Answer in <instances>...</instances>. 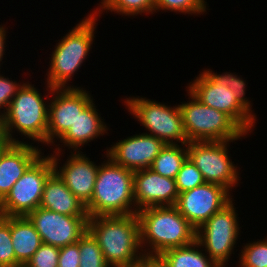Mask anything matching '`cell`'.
<instances>
[{"label": "cell", "mask_w": 267, "mask_h": 267, "mask_svg": "<svg viewBox=\"0 0 267 267\" xmlns=\"http://www.w3.org/2000/svg\"><path fill=\"white\" fill-rule=\"evenodd\" d=\"M3 75L0 73V113L5 114L13 97L25 82H20V80L17 82L11 77Z\"/></svg>", "instance_id": "obj_32"}, {"label": "cell", "mask_w": 267, "mask_h": 267, "mask_svg": "<svg viewBox=\"0 0 267 267\" xmlns=\"http://www.w3.org/2000/svg\"><path fill=\"white\" fill-rule=\"evenodd\" d=\"M40 146L31 143H10L0 154V202L17 180L43 153Z\"/></svg>", "instance_id": "obj_19"}, {"label": "cell", "mask_w": 267, "mask_h": 267, "mask_svg": "<svg viewBox=\"0 0 267 267\" xmlns=\"http://www.w3.org/2000/svg\"><path fill=\"white\" fill-rule=\"evenodd\" d=\"M186 89L206 106L217 109L228 115L246 134L256 128L257 117H254L236 98L234 91L227 86L216 84L203 70L199 71Z\"/></svg>", "instance_id": "obj_11"}, {"label": "cell", "mask_w": 267, "mask_h": 267, "mask_svg": "<svg viewBox=\"0 0 267 267\" xmlns=\"http://www.w3.org/2000/svg\"><path fill=\"white\" fill-rule=\"evenodd\" d=\"M0 267H22L15 257L10 234V216L0 215Z\"/></svg>", "instance_id": "obj_29"}, {"label": "cell", "mask_w": 267, "mask_h": 267, "mask_svg": "<svg viewBox=\"0 0 267 267\" xmlns=\"http://www.w3.org/2000/svg\"><path fill=\"white\" fill-rule=\"evenodd\" d=\"M44 85L46 90H43L47 91L48 95H42L39 88L34 87L29 80L26 81L9 104L4 114V125L7 139L11 143H36L37 146L42 145V148L43 145L46 146L48 104L53 88L46 82ZM16 133L21 135V138L24 137L22 141L16 138ZM25 139L27 141H24Z\"/></svg>", "instance_id": "obj_1"}, {"label": "cell", "mask_w": 267, "mask_h": 267, "mask_svg": "<svg viewBox=\"0 0 267 267\" xmlns=\"http://www.w3.org/2000/svg\"><path fill=\"white\" fill-rule=\"evenodd\" d=\"M234 201L233 199L196 230V241L220 267L229 264L241 237L240 217Z\"/></svg>", "instance_id": "obj_8"}, {"label": "cell", "mask_w": 267, "mask_h": 267, "mask_svg": "<svg viewBox=\"0 0 267 267\" xmlns=\"http://www.w3.org/2000/svg\"><path fill=\"white\" fill-rule=\"evenodd\" d=\"M10 234L16 261L24 267L42 244L40 235L27 216H10Z\"/></svg>", "instance_id": "obj_21"}, {"label": "cell", "mask_w": 267, "mask_h": 267, "mask_svg": "<svg viewBox=\"0 0 267 267\" xmlns=\"http://www.w3.org/2000/svg\"><path fill=\"white\" fill-rule=\"evenodd\" d=\"M233 196L225 187L205 182L192 190L179 193L175 207L197 230L216 212L229 204L234 199Z\"/></svg>", "instance_id": "obj_13"}, {"label": "cell", "mask_w": 267, "mask_h": 267, "mask_svg": "<svg viewBox=\"0 0 267 267\" xmlns=\"http://www.w3.org/2000/svg\"><path fill=\"white\" fill-rule=\"evenodd\" d=\"M216 84L227 86L229 89L234 91V94L237 98V100L254 116L256 117V114L254 112V109L252 110L253 104L251 103L249 97H246V80H244L239 75L236 74V72H223L222 74L215 73L211 69H204L203 70Z\"/></svg>", "instance_id": "obj_25"}, {"label": "cell", "mask_w": 267, "mask_h": 267, "mask_svg": "<svg viewBox=\"0 0 267 267\" xmlns=\"http://www.w3.org/2000/svg\"><path fill=\"white\" fill-rule=\"evenodd\" d=\"M88 231L110 267L130 264L143 254L137 214L90 217Z\"/></svg>", "instance_id": "obj_4"}, {"label": "cell", "mask_w": 267, "mask_h": 267, "mask_svg": "<svg viewBox=\"0 0 267 267\" xmlns=\"http://www.w3.org/2000/svg\"><path fill=\"white\" fill-rule=\"evenodd\" d=\"M80 252L79 267H110L97 240L87 231L77 242Z\"/></svg>", "instance_id": "obj_26"}, {"label": "cell", "mask_w": 267, "mask_h": 267, "mask_svg": "<svg viewBox=\"0 0 267 267\" xmlns=\"http://www.w3.org/2000/svg\"><path fill=\"white\" fill-rule=\"evenodd\" d=\"M137 217L143 253L162 254L196 240V229L175 206L146 207L137 211Z\"/></svg>", "instance_id": "obj_3"}, {"label": "cell", "mask_w": 267, "mask_h": 267, "mask_svg": "<svg viewBox=\"0 0 267 267\" xmlns=\"http://www.w3.org/2000/svg\"><path fill=\"white\" fill-rule=\"evenodd\" d=\"M40 207L68 216H88L86 206L55 172L49 176L44 185Z\"/></svg>", "instance_id": "obj_20"}, {"label": "cell", "mask_w": 267, "mask_h": 267, "mask_svg": "<svg viewBox=\"0 0 267 267\" xmlns=\"http://www.w3.org/2000/svg\"><path fill=\"white\" fill-rule=\"evenodd\" d=\"M83 153L82 151L69 152L70 155L67 154L68 159L63 164L60 158L61 156L64 157L63 152L47 154L51 157L54 172L68 189L86 205L91 200L94 192L99 165Z\"/></svg>", "instance_id": "obj_15"}, {"label": "cell", "mask_w": 267, "mask_h": 267, "mask_svg": "<svg viewBox=\"0 0 267 267\" xmlns=\"http://www.w3.org/2000/svg\"><path fill=\"white\" fill-rule=\"evenodd\" d=\"M59 248L42 243L24 267H58Z\"/></svg>", "instance_id": "obj_31"}, {"label": "cell", "mask_w": 267, "mask_h": 267, "mask_svg": "<svg viewBox=\"0 0 267 267\" xmlns=\"http://www.w3.org/2000/svg\"><path fill=\"white\" fill-rule=\"evenodd\" d=\"M106 156L99 164L94 192L85 205L87 214L112 216L137 214L134 202V171L114 163Z\"/></svg>", "instance_id": "obj_5"}, {"label": "cell", "mask_w": 267, "mask_h": 267, "mask_svg": "<svg viewBox=\"0 0 267 267\" xmlns=\"http://www.w3.org/2000/svg\"><path fill=\"white\" fill-rule=\"evenodd\" d=\"M235 141L188 142L187 157L200 170L207 183L219 184L231 193L239 185L241 168L229 156Z\"/></svg>", "instance_id": "obj_10"}, {"label": "cell", "mask_w": 267, "mask_h": 267, "mask_svg": "<svg viewBox=\"0 0 267 267\" xmlns=\"http://www.w3.org/2000/svg\"><path fill=\"white\" fill-rule=\"evenodd\" d=\"M207 0H155V13L160 10L164 12H175L176 14L203 15L207 14Z\"/></svg>", "instance_id": "obj_28"}, {"label": "cell", "mask_w": 267, "mask_h": 267, "mask_svg": "<svg viewBox=\"0 0 267 267\" xmlns=\"http://www.w3.org/2000/svg\"><path fill=\"white\" fill-rule=\"evenodd\" d=\"M121 101L124 102L129 114L139 121L142 127H145L146 132L143 133L155 136L165 144L188 143L182 114L177 103L171 106L137 95Z\"/></svg>", "instance_id": "obj_7"}, {"label": "cell", "mask_w": 267, "mask_h": 267, "mask_svg": "<svg viewBox=\"0 0 267 267\" xmlns=\"http://www.w3.org/2000/svg\"><path fill=\"white\" fill-rule=\"evenodd\" d=\"M27 217L42 243L58 248L77 243L88 231L89 216H68L38 207Z\"/></svg>", "instance_id": "obj_14"}, {"label": "cell", "mask_w": 267, "mask_h": 267, "mask_svg": "<svg viewBox=\"0 0 267 267\" xmlns=\"http://www.w3.org/2000/svg\"><path fill=\"white\" fill-rule=\"evenodd\" d=\"M91 12L97 18H100L103 12H114L117 15L133 16L134 18L138 15L143 16V14L153 15L155 13V0H101L98 7H95Z\"/></svg>", "instance_id": "obj_24"}, {"label": "cell", "mask_w": 267, "mask_h": 267, "mask_svg": "<svg viewBox=\"0 0 267 267\" xmlns=\"http://www.w3.org/2000/svg\"><path fill=\"white\" fill-rule=\"evenodd\" d=\"M257 240L243 243V249L238 254V267H267V236Z\"/></svg>", "instance_id": "obj_27"}, {"label": "cell", "mask_w": 267, "mask_h": 267, "mask_svg": "<svg viewBox=\"0 0 267 267\" xmlns=\"http://www.w3.org/2000/svg\"><path fill=\"white\" fill-rule=\"evenodd\" d=\"M44 152L28 167L0 202L1 216H27L40 207L44 185L54 172L50 155Z\"/></svg>", "instance_id": "obj_9"}, {"label": "cell", "mask_w": 267, "mask_h": 267, "mask_svg": "<svg viewBox=\"0 0 267 267\" xmlns=\"http://www.w3.org/2000/svg\"><path fill=\"white\" fill-rule=\"evenodd\" d=\"M187 158V144H166L154 159L150 169L161 176L175 179Z\"/></svg>", "instance_id": "obj_23"}, {"label": "cell", "mask_w": 267, "mask_h": 267, "mask_svg": "<svg viewBox=\"0 0 267 267\" xmlns=\"http://www.w3.org/2000/svg\"><path fill=\"white\" fill-rule=\"evenodd\" d=\"M10 143L9 140H0V154Z\"/></svg>", "instance_id": "obj_38"}, {"label": "cell", "mask_w": 267, "mask_h": 267, "mask_svg": "<svg viewBox=\"0 0 267 267\" xmlns=\"http://www.w3.org/2000/svg\"><path fill=\"white\" fill-rule=\"evenodd\" d=\"M48 104L46 146H54L93 100L86 88H53Z\"/></svg>", "instance_id": "obj_12"}, {"label": "cell", "mask_w": 267, "mask_h": 267, "mask_svg": "<svg viewBox=\"0 0 267 267\" xmlns=\"http://www.w3.org/2000/svg\"><path fill=\"white\" fill-rule=\"evenodd\" d=\"M161 255L169 267H220L196 240L190 245L166 250Z\"/></svg>", "instance_id": "obj_22"}, {"label": "cell", "mask_w": 267, "mask_h": 267, "mask_svg": "<svg viewBox=\"0 0 267 267\" xmlns=\"http://www.w3.org/2000/svg\"><path fill=\"white\" fill-rule=\"evenodd\" d=\"M117 141L106 147V155L114 163L132 171L150 168L166 145L159 138L141 132Z\"/></svg>", "instance_id": "obj_16"}, {"label": "cell", "mask_w": 267, "mask_h": 267, "mask_svg": "<svg viewBox=\"0 0 267 267\" xmlns=\"http://www.w3.org/2000/svg\"><path fill=\"white\" fill-rule=\"evenodd\" d=\"M145 267H169L161 254L143 253L139 259Z\"/></svg>", "instance_id": "obj_34"}, {"label": "cell", "mask_w": 267, "mask_h": 267, "mask_svg": "<svg viewBox=\"0 0 267 267\" xmlns=\"http://www.w3.org/2000/svg\"><path fill=\"white\" fill-rule=\"evenodd\" d=\"M175 179L150 168L134 171V202L137 211L146 207L175 206L178 199Z\"/></svg>", "instance_id": "obj_17"}, {"label": "cell", "mask_w": 267, "mask_h": 267, "mask_svg": "<svg viewBox=\"0 0 267 267\" xmlns=\"http://www.w3.org/2000/svg\"><path fill=\"white\" fill-rule=\"evenodd\" d=\"M99 19L90 13L81 19L62 39L57 40L51 58L49 68L46 70L45 82L52 88H78L71 85V79L89 58L95 39L97 21ZM88 55V56H87Z\"/></svg>", "instance_id": "obj_2"}, {"label": "cell", "mask_w": 267, "mask_h": 267, "mask_svg": "<svg viewBox=\"0 0 267 267\" xmlns=\"http://www.w3.org/2000/svg\"><path fill=\"white\" fill-rule=\"evenodd\" d=\"M7 25H5V24H1L0 25V70L2 69L1 67V65L4 63L2 60H4L3 58L5 57L4 55H6L5 53V51H6V41H7V39L8 38H6L8 35H7V33H8V28L6 27ZM6 40V41H5ZM2 62V63H1Z\"/></svg>", "instance_id": "obj_35"}, {"label": "cell", "mask_w": 267, "mask_h": 267, "mask_svg": "<svg viewBox=\"0 0 267 267\" xmlns=\"http://www.w3.org/2000/svg\"><path fill=\"white\" fill-rule=\"evenodd\" d=\"M175 183L178 193H183L204 184L205 180L200 170L187 157L176 175Z\"/></svg>", "instance_id": "obj_30"}, {"label": "cell", "mask_w": 267, "mask_h": 267, "mask_svg": "<svg viewBox=\"0 0 267 267\" xmlns=\"http://www.w3.org/2000/svg\"><path fill=\"white\" fill-rule=\"evenodd\" d=\"M80 252L77 243L59 248L58 267H79Z\"/></svg>", "instance_id": "obj_33"}, {"label": "cell", "mask_w": 267, "mask_h": 267, "mask_svg": "<svg viewBox=\"0 0 267 267\" xmlns=\"http://www.w3.org/2000/svg\"><path fill=\"white\" fill-rule=\"evenodd\" d=\"M117 267H145V265L138 259L137 261L130 264H124Z\"/></svg>", "instance_id": "obj_37"}, {"label": "cell", "mask_w": 267, "mask_h": 267, "mask_svg": "<svg viewBox=\"0 0 267 267\" xmlns=\"http://www.w3.org/2000/svg\"><path fill=\"white\" fill-rule=\"evenodd\" d=\"M186 91L189 100L178 106L188 142L239 141L248 136L224 112L206 106Z\"/></svg>", "instance_id": "obj_6"}, {"label": "cell", "mask_w": 267, "mask_h": 267, "mask_svg": "<svg viewBox=\"0 0 267 267\" xmlns=\"http://www.w3.org/2000/svg\"><path fill=\"white\" fill-rule=\"evenodd\" d=\"M93 100L80 114L74 124L66 131V133L58 140L55 146L50 147L54 150L52 152H64L69 149L70 152H81L84 145H90L91 141L100 138V136L107 135L110 129L101 113L96 109L97 106ZM62 143V144H60ZM63 145V146H62ZM64 147V149H62ZM65 147L67 149H65ZM73 151H72V150ZM81 149V150H80Z\"/></svg>", "instance_id": "obj_18"}, {"label": "cell", "mask_w": 267, "mask_h": 267, "mask_svg": "<svg viewBox=\"0 0 267 267\" xmlns=\"http://www.w3.org/2000/svg\"><path fill=\"white\" fill-rule=\"evenodd\" d=\"M0 140H8L5 132L4 114L0 113Z\"/></svg>", "instance_id": "obj_36"}]
</instances>
